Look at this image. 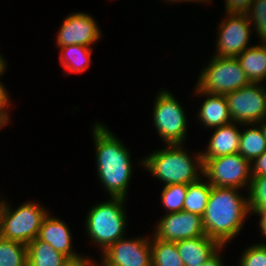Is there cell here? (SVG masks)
<instances>
[{"label": "cell", "mask_w": 266, "mask_h": 266, "mask_svg": "<svg viewBox=\"0 0 266 266\" xmlns=\"http://www.w3.org/2000/svg\"><path fill=\"white\" fill-rule=\"evenodd\" d=\"M67 258L38 238L27 245L28 266H63Z\"/></svg>", "instance_id": "19"}, {"label": "cell", "mask_w": 266, "mask_h": 266, "mask_svg": "<svg viewBox=\"0 0 266 266\" xmlns=\"http://www.w3.org/2000/svg\"><path fill=\"white\" fill-rule=\"evenodd\" d=\"M180 146V144H173L168 145L166 149L154 151L141 161L143 167L166 185L189 184L201 179L198 174L199 169L201 174L204 169L201 152L192 160Z\"/></svg>", "instance_id": "3"}, {"label": "cell", "mask_w": 266, "mask_h": 266, "mask_svg": "<svg viewBox=\"0 0 266 266\" xmlns=\"http://www.w3.org/2000/svg\"><path fill=\"white\" fill-rule=\"evenodd\" d=\"M4 202L0 212V237L28 245L38 237L47 212L34 202H26L13 212Z\"/></svg>", "instance_id": "5"}, {"label": "cell", "mask_w": 266, "mask_h": 266, "mask_svg": "<svg viewBox=\"0 0 266 266\" xmlns=\"http://www.w3.org/2000/svg\"><path fill=\"white\" fill-rule=\"evenodd\" d=\"M261 220H260V229L262 231V234L264 237H266V212L260 214Z\"/></svg>", "instance_id": "33"}, {"label": "cell", "mask_w": 266, "mask_h": 266, "mask_svg": "<svg viewBox=\"0 0 266 266\" xmlns=\"http://www.w3.org/2000/svg\"><path fill=\"white\" fill-rule=\"evenodd\" d=\"M203 165V175L215 187H234L239 189L247 185L252 178L250 161L238 152L208 159Z\"/></svg>", "instance_id": "9"}, {"label": "cell", "mask_w": 266, "mask_h": 266, "mask_svg": "<svg viewBox=\"0 0 266 266\" xmlns=\"http://www.w3.org/2000/svg\"><path fill=\"white\" fill-rule=\"evenodd\" d=\"M153 239L150 242L152 266H184L176 242L163 241L155 236Z\"/></svg>", "instance_id": "23"}, {"label": "cell", "mask_w": 266, "mask_h": 266, "mask_svg": "<svg viewBox=\"0 0 266 266\" xmlns=\"http://www.w3.org/2000/svg\"><path fill=\"white\" fill-rule=\"evenodd\" d=\"M198 95H206L207 99L199 111V119L207 127L217 128L232 123L228 102L225 95L206 93L196 87Z\"/></svg>", "instance_id": "17"}, {"label": "cell", "mask_w": 266, "mask_h": 266, "mask_svg": "<svg viewBox=\"0 0 266 266\" xmlns=\"http://www.w3.org/2000/svg\"><path fill=\"white\" fill-rule=\"evenodd\" d=\"M99 26L94 18L85 13H72L64 19L57 35L58 47L84 45L90 47L100 37Z\"/></svg>", "instance_id": "13"}, {"label": "cell", "mask_w": 266, "mask_h": 266, "mask_svg": "<svg viewBox=\"0 0 266 266\" xmlns=\"http://www.w3.org/2000/svg\"><path fill=\"white\" fill-rule=\"evenodd\" d=\"M60 63L71 73H82L90 65L91 48L76 44L60 47Z\"/></svg>", "instance_id": "20"}, {"label": "cell", "mask_w": 266, "mask_h": 266, "mask_svg": "<svg viewBox=\"0 0 266 266\" xmlns=\"http://www.w3.org/2000/svg\"><path fill=\"white\" fill-rule=\"evenodd\" d=\"M176 246L184 266H201L216 251L224 248L206 235L176 241Z\"/></svg>", "instance_id": "14"}, {"label": "cell", "mask_w": 266, "mask_h": 266, "mask_svg": "<svg viewBox=\"0 0 266 266\" xmlns=\"http://www.w3.org/2000/svg\"><path fill=\"white\" fill-rule=\"evenodd\" d=\"M211 188L212 185L208 181L207 183L203 182L202 179L189 183L183 210L202 217L205 213Z\"/></svg>", "instance_id": "22"}, {"label": "cell", "mask_w": 266, "mask_h": 266, "mask_svg": "<svg viewBox=\"0 0 266 266\" xmlns=\"http://www.w3.org/2000/svg\"><path fill=\"white\" fill-rule=\"evenodd\" d=\"M3 203H4V201H2V202L0 203V212H1V209H2V206H3Z\"/></svg>", "instance_id": "38"}, {"label": "cell", "mask_w": 266, "mask_h": 266, "mask_svg": "<svg viewBox=\"0 0 266 266\" xmlns=\"http://www.w3.org/2000/svg\"><path fill=\"white\" fill-rule=\"evenodd\" d=\"M241 68L252 83H261L266 79V44L246 48L237 57Z\"/></svg>", "instance_id": "18"}, {"label": "cell", "mask_w": 266, "mask_h": 266, "mask_svg": "<svg viewBox=\"0 0 266 266\" xmlns=\"http://www.w3.org/2000/svg\"><path fill=\"white\" fill-rule=\"evenodd\" d=\"M252 162H254V166L251 168V176L266 175V151Z\"/></svg>", "instance_id": "29"}, {"label": "cell", "mask_w": 266, "mask_h": 266, "mask_svg": "<svg viewBox=\"0 0 266 266\" xmlns=\"http://www.w3.org/2000/svg\"><path fill=\"white\" fill-rule=\"evenodd\" d=\"M5 62L6 61L0 55V75H2V73H4V70L6 68V66H5L6 63Z\"/></svg>", "instance_id": "36"}, {"label": "cell", "mask_w": 266, "mask_h": 266, "mask_svg": "<svg viewBox=\"0 0 266 266\" xmlns=\"http://www.w3.org/2000/svg\"><path fill=\"white\" fill-rule=\"evenodd\" d=\"M237 190L234 187L212 186L202 216L206 236L221 246L236 237L250 212L248 198L239 195Z\"/></svg>", "instance_id": "1"}, {"label": "cell", "mask_w": 266, "mask_h": 266, "mask_svg": "<svg viewBox=\"0 0 266 266\" xmlns=\"http://www.w3.org/2000/svg\"><path fill=\"white\" fill-rule=\"evenodd\" d=\"M197 87L206 93L226 95L251 82L236 57L214 56L203 69Z\"/></svg>", "instance_id": "6"}, {"label": "cell", "mask_w": 266, "mask_h": 266, "mask_svg": "<svg viewBox=\"0 0 266 266\" xmlns=\"http://www.w3.org/2000/svg\"><path fill=\"white\" fill-rule=\"evenodd\" d=\"M93 263L92 260L77 255L74 257H68L63 266H94L96 263Z\"/></svg>", "instance_id": "30"}, {"label": "cell", "mask_w": 266, "mask_h": 266, "mask_svg": "<svg viewBox=\"0 0 266 266\" xmlns=\"http://www.w3.org/2000/svg\"><path fill=\"white\" fill-rule=\"evenodd\" d=\"M126 198L111 197L110 201L95 205L87 215L86 230L89 237L104 252L110 245L123 238L126 214L123 202Z\"/></svg>", "instance_id": "4"}, {"label": "cell", "mask_w": 266, "mask_h": 266, "mask_svg": "<svg viewBox=\"0 0 266 266\" xmlns=\"http://www.w3.org/2000/svg\"><path fill=\"white\" fill-rule=\"evenodd\" d=\"M93 130L98 177L110 197L125 198L132 173L129 150L103 124Z\"/></svg>", "instance_id": "2"}, {"label": "cell", "mask_w": 266, "mask_h": 266, "mask_svg": "<svg viewBox=\"0 0 266 266\" xmlns=\"http://www.w3.org/2000/svg\"><path fill=\"white\" fill-rule=\"evenodd\" d=\"M102 253L100 266H152L151 243L146 237L120 238Z\"/></svg>", "instance_id": "10"}, {"label": "cell", "mask_w": 266, "mask_h": 266, "mask_svg": "<svg viewBox=\"0 0 266 266\" xmlns=\"http://www.w3.org/2000/svg\"><path fill=\"white\" fill-rule=\"evenodd\" d=\"M154 104V126L168 145L182 144L186 134V116L181 105L168 91L159 92Z\"/></svg>", "instance_id": "7"}, {"label": "cell", "mask_w": 266, "mask_h": 266, "mask_svg": "<svg viewBox=\"0 0 266 266\" xmlns=\"http://www.w3.org/2000/svg\"><path fill=\"white\" fill-rule=\"evenodd\" d=\"M1 76V75H0ZM2 83L0 82V113H7L6 109L9 105V97H8V92H6V89ZM6 107V108H5Z\"/></svg>", "instance_id": "31"}, {"label": "cell", "mask_w": 266, "mask_h": 266, "mask_svg": "<svg viewBox=\"0 0 266 266\" xmlns=\"http://www.w3.org/2000/svg\"><path fill=\"white\" fill-rule=\"evenodd\" d=\"M219 26L215 56L237 57L249 48L251 23L246 14L228 13L227 19Z\"/></svg>", "instance_id": "11"}, {"label": "cell", "mask_w": 266, "mask_h": 266, "mask_svg": "<svg viewBox=\"0 0 266 266\" xmlns=\"http://www.w3.org/2000/svg\"><path fill=\"white\" fill-rule=\"evenodd\" d=\"M166 1H167V0H166ZM168 1H172V2H174V3L177 2V1H179V2H180V1H181V2H182V1H188V2H189V1H190V2H191V1H195V2H200V1H201V3H202V2H204V1L206 2V1H208V0H168Z\"/></svg>", "instance_id": "37"}, {"label": "cell", "mask_w": 266, "mask_h": 266, "mask_svg": "<svg viewBox=\"0 0 266 266\" xmlns=\"http://www.w3.org/2000/svg\"><path fill=\"white\" fill-rule=\"evenodd\" d=\"M235 122L215 128L209 140L207 150L201 153L203 164L211 158L226 156L239 151L241 132Z\"/></svg>", "instance_id": "15"}, {"label": "cell", "mask_w": 266, "mask_h": 266, "mask_svg": "<svg viewBox=\"0 0 266 266\" xmlns=\"http://www.w3.org/2000/svg\"><path fill=\"white\" fill-rule=\"evenodd\" d=\"M239 266H266V244H254L245 249Z\"/></svg>", "instance_id": "28"}, {"label": "cell", "mask_w": 266, "mask_h": 266, "mask_svg": "<svg viewBox=\"0 0 266 266\" xmlns=\"http://www.w3.org/2000/svg\"><path fill=\"white\" fill-rule=\"evenodd\" d=\"M7 114L8 113H0V129L8 123L9 117Z\"/></svg>", "instance_id": "34"}, {"label": "cell", "mask_w": 266, "mask_h": 266, "mask_svg": "<svg viewBox=\"0 0 266 266\" xmlns=\"http://www.w3.org/2000/svg\"><path fill=\"white\" fill-rule=\"evenodd\" d=\"M188 184L165 185L161 193V201L169 213L183 210Z\"/></svg>", "instance_id": "26"}, {"label": "cell", "mask_w": 266, "mask_h": 266, "mask_svg": "<svg viewBox=\"0 0 266 266\" xmlns=\"http://www.w3.org/2000/svg\"><path fill=\"white\" fill-rule=\"evenodd\" d=\"M154 232V236L158 239L170 242L206 235L202 217L184 210L167 212L160 219Z\"/></svg>", "instance_id": "12"}, {"label": "cell", "mask_w": 266, "mask_h": 266, "mask_svg": "<svg viewBox=\"0 0 266 266\" xmlns=\"http://www.w3.org/2000/svg\"><path fill=\"white\" fill-rule=\"evenodd\" d=\"M258 123L260 124L259 126L263 131L264 137L266 138V117L262 121H259Z\"/></svg>", "instance_id": "35"}, {"label": "cell", "mask_w": 266, "mask_h": 266, "mask_svg": "<svg viewBox=\"0 0 266 266\" xmlns=\"http://www.w3.org/2000/svg\"><path fill=\"white\" fill-rule=\"evenodd\" d=\"M201 266H223L219 253L216 251Z\"/></svg>", "instance_id": "32"}, {"label": "cell", "mask_w": 266, "mask_h": 266, "mask_svg": "<svg viewBox=\"0 0 266 266\" xmlns=\"http://www.w3.org/2000/svg\"><path fill=\"white\" fill-rule=\"evenodd\" d=\"M249 185L248 205L250 212L258 216L266 212V175L252 176Z\"/></svg>", "instance_id": "25"}, {"label": "cell", "mask_w": 266, "mask_h": 266, "mask_svg": "<svg viewBox=\"0 0 266 266\" xmlns=\"http://www.w3.org/2000/svg\"><path fill=\"white\" fill-rule=\"evenodd\" d=\"M266 151V138L261 127L247 128L241 132L238 153L252 162Z\"/></svg>", "instance_id": "21"}, {"label": "cell", "mask_w": 266, "mask_h": 266, "mask_svg": "<svg viewBox=\"0 0 266 266\" xmlns=\"http://www.w3.org/2000/svg\"><path fill=\"white\" fill-rule=\"evenodd\" d=\"M260 85L251 82L225 95L232 122L254 126L266 117V89Z\"/></svg>", "instance_id": "8"}, {"label": "cell", "mask_w": 266, "mask_h": 266, "mask_svg": "<svg viewBox=\"0 0 266 266\" xmlns=\"http://www.w3.org/2000/svg\"><path fill=\"white\" fill-rule=\"evenodd\" d=\"M246 15L250 23L254 22L259 38L266 44V0H254Z\"/></svg>", "instance_id": "27"}, {"label": "cell", "mask_w": 266, "mask_h": 266, "mask_svg": "<svg viewBox=\"0 0 266 266\" xmlns=\"http://www.w3.org/2000/svg\"><path fill=\"white\" fill-rule=\"evenodd\" d=\"M49 216L50 215L47 214V216L44 218L37 238L50 244L55 250L61 252L67 257L79 255L71 249L72 236L68 225L55 217Z\"/></svg>", "instance_id": "16"}, {"label": "cell", "mask_w": 266, "mask_h": 266, "mask_svg": "<svg viewBox=\"0 0 266 266\" xmlns=\"http://www.w3.org/2000/svg\"><path fill=\"white\" fill-rule=\"evenodd\" d=\"M0 266H28L27 245L0 237Z\"/></svg>", "instance_id": "24"}]
</instances>
